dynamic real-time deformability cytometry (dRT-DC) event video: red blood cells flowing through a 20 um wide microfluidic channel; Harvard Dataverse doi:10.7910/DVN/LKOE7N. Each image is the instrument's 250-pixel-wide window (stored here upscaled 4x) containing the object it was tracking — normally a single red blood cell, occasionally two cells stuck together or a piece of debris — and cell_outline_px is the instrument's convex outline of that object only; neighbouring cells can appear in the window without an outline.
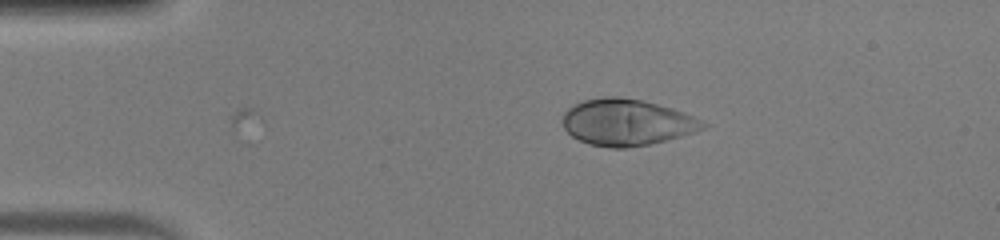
{"species": "human", "species_latin": "Homo sapiens", "temperature_condition": "warm", "stored_images_in_passage": 16, "camera_frame_rate_fps": 3000, "um_per_image_px": 0.085, "donor": {"sex": "male"}, "frame": {"image": 1, "passage_image": 16, "time_ms": 5.0, "image_size_px": [1000, 240], "cell_outline_px": [[708, 124], [704, 128], [692, 132], [664, 140], [648, 144], [628, 148], [608, 148], [588, 144], [572, 136], [564, 128], [564, 112], [572, 104], [584, 100], [604, 96], [620, 96], [644, 100], [672, 108], [684, 112]], "centroid_in_image_um": [53.23, 10.38], "position_along_channel_um": 31.8, "area_um2": 37.86}}